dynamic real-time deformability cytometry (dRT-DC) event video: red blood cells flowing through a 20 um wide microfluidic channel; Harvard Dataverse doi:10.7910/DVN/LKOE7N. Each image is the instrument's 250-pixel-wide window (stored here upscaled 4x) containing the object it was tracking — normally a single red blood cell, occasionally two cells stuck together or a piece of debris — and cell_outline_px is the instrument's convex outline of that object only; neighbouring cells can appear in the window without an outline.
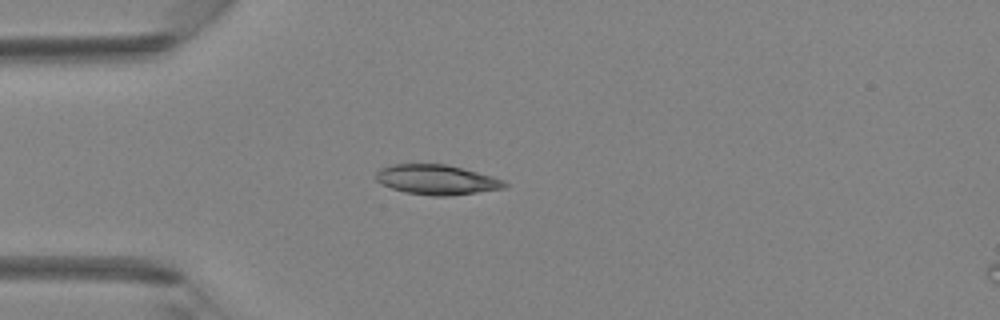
{"species": "Egyptian fruit bat (a non-hibernating species)", "species_latin": "Rousettus aegyptiacus", "temperature_condition": "room temperature", "stored_images_in_passage": 3, "camera_frame_rate_fps": 3000, "um_per_image_px": 0.085, "animal": {"sex": "female"}, "frame": {"image": 1, "passage_image": 3, "time_ms": 2.333, "image_size_px": [1000, 320], "cell_outline_px": [[508, 184], [504, 188], [448, 196], [432, 196], [404, 192], [392, 188], [376, 180], [376, 172], [380, 168], [392, 164], [444, 164], [492, 176], [504, 180]], "centroid_in_image_um": [37.1, 15.27], "position_along_channel_um": 47.9, "area_um2": 22.14}}